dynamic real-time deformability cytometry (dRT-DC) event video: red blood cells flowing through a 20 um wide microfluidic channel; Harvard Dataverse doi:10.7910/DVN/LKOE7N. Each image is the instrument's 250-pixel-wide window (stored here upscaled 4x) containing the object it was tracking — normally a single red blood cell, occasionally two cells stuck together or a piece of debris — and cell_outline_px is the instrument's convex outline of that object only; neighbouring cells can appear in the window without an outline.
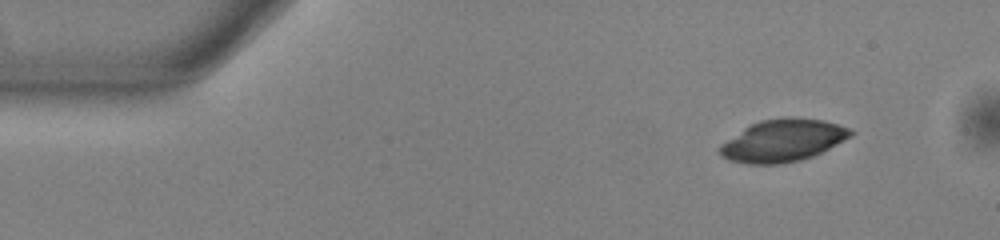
{"species": "common noctule bat (a hibernating species)", "species_latin": "Nyctalus noctula", "temperature_condition": "warm", "stored_images_in_passage": 48, "camera_frame_rate_fps": 3000, "um_per_image_px": 0.085, "animal": {"sex": "male", "body_mass_g": 13.0, "forearm_length_mm": 53.1}, "frame": {"image": 1, "passage_image": 1, "time_ms": 0.0, "image_size_px": [1000, 240], "cell_outline_px": [[856, 132], [852, 136], [812, 156], [800, 160], [784, 164], [748, 164], [728, 160], [720, 156], [720, 144], [744, 128], [760, 120], [792, 116], [824, 120], [848, 128]], "centroid_in_image_um": [66.53, 11.94], "position_along_channel_um": 18.5, "area_um2": 32.19}}